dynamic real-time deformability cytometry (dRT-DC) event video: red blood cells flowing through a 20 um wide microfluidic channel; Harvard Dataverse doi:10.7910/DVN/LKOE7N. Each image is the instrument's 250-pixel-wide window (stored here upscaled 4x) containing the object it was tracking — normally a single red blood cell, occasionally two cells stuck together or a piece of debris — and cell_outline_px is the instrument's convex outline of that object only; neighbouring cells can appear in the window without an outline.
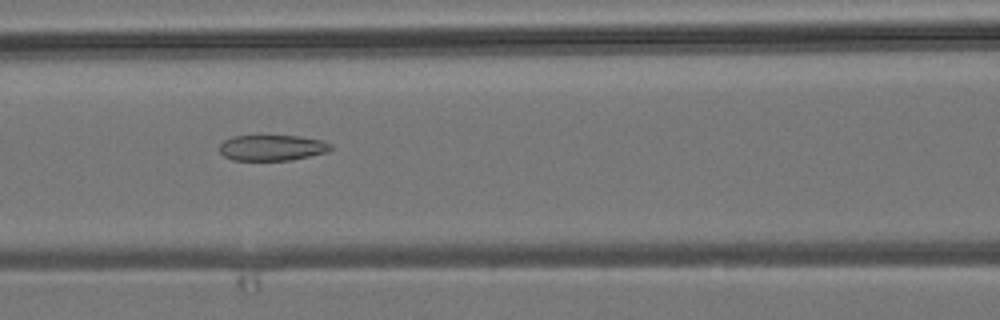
{"species": "common noctule bat (a hibernating species)", "species_latin": "Nyctalus noctula", "temperature_condition": "room temperature", "stored_images_in_passage": 5, "camera_frame_rate_fps": 3000, "um_per_image_px": 0.085, "animal": {"sex": "male", "body_mass_g": 19.2, "forearm_length_mm": 51.8}, "frame": {"image": 1, "passage_image": 5, "time_ms": 4.333, "image_size_px": [1000, 320], "cell_outline_px": [[332, 148], [328, 152], [292, 160], [232, 160], [224, 156], [220, 152], [220, 144], [224, 140], [232, 136], [300, 136], [324, 140], [332, 144]], "centroid_in_image_um": [23.16, 12.56], "position_along_channel_um": 143.4, "area_um2": 16.82}}